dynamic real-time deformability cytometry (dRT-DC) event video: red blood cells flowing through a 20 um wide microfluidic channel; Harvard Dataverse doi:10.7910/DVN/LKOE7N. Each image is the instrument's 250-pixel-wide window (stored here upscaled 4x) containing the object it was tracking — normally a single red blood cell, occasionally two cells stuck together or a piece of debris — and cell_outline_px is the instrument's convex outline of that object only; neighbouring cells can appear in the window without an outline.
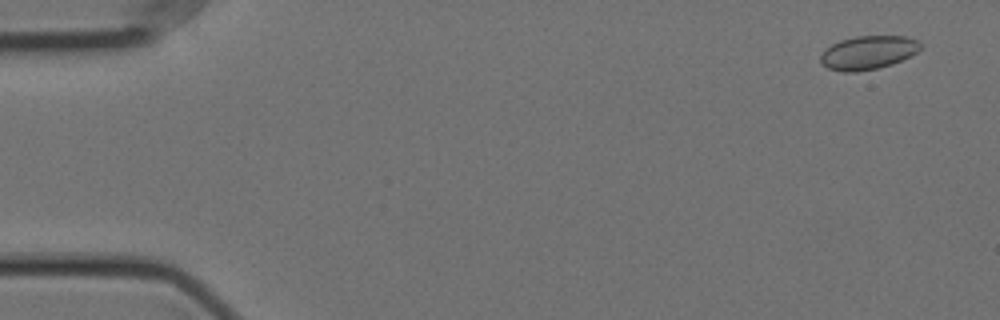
{"species": "Egyptian fruit bat (a non-hibernating species)", "species_latin": "Rousettus aegyptiacus", "temperature_condition": "cold", "stored_images_in_passage": 54, "camera_frame_rate_fps": 3000, "um_per_image_px": 0.085, "animal": {"sex": "female"}, "frame": {"image": 1, "passage_image": 3, "time_ms": 0.667, "image_size_px": [1000, 320], "cell_outline_px": [[920, 48], [916, 52], [892, 64], [876, 68], [856, 72], [844, 72], [828, 68], [820, 60], [820, 56], [832, 44], [840, 40], [856, 36], [904, 36], [920, 40]], "centroid_in_image_um": [73.79, 4.46], "position_along_channel_um": 11.2, "area_um2": 19.25}}
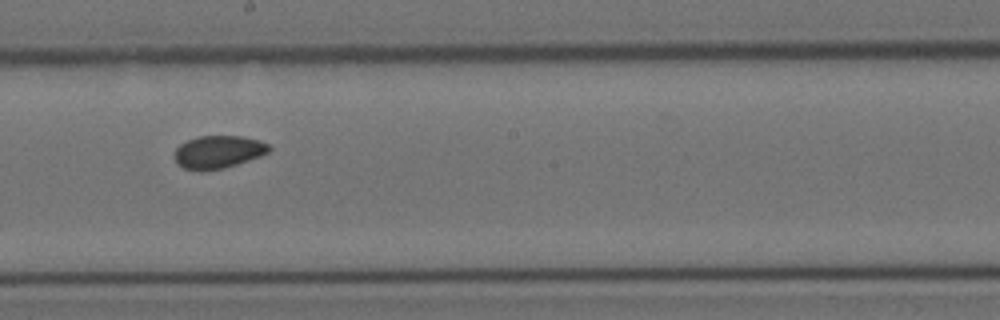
{"frame": {"image": 2, "passage_image": 32, "time_ms": 10.333, "image_size_px": [1000, 320], "cell_outline_px": [[272, 148], [268, 152], [260, 156], [224, 168], [200, 172], [184, 168], [176, 164], [176, 148], [180, 144], [188, 140], [200, 136], [244, 136], [260, 140], [268, 144]], "centroid_in_image_um": [18.56, 12.92], "position_along_channel_um": 229.6, "area_um2": 18.09}}
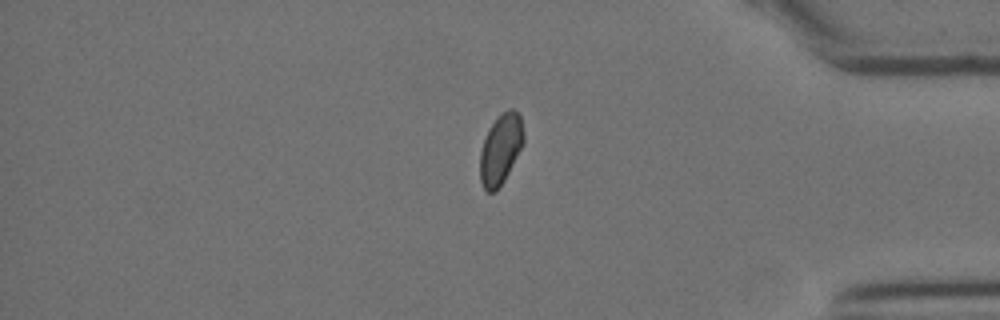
{"frame": {"image": 3, "passage_image": 48, "time_ms": 15.667, "image_size_px": [1000, 320], "cell_outline_px": [[524, 144], [504, 180], [496, 192], [488, 192], [484, 188], [480, 180], [480, 152], [488, 128], [500, 112], [508, 108], [512, 108], [520, 116], [524, 136]], "centroid_in_image_um": [42.55, 12.66], "position_along_channel_um": 392.6, "area_um2": 17.98}, "authors_computed_cell_mechanics": {"area_um2": 18.3804, "velocity_mm_per_s": 3.5378, "shape_relaxation_time_tau1_ms": null, "shape_relaxation_time_tau2_ms": 1.522, "deformation_change_tau1": null, "deformation_change_tau2": 0.0428}}